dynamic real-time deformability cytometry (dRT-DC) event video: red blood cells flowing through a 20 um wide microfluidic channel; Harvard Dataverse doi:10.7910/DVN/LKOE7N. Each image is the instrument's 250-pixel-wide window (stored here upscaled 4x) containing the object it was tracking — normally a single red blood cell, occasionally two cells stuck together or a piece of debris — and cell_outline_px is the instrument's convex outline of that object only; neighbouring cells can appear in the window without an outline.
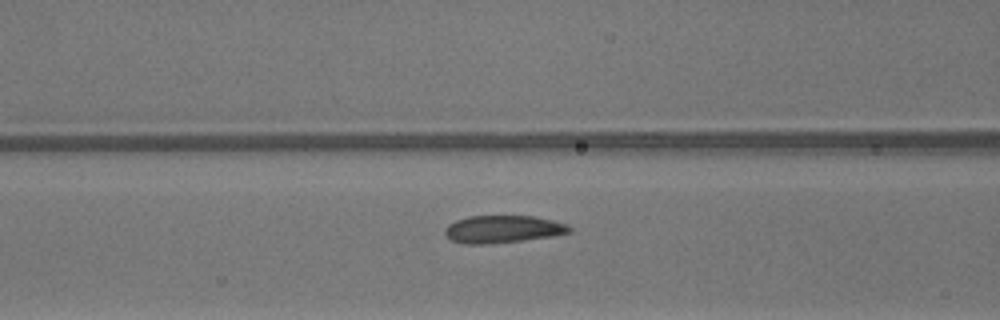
{"species": "common noctule bat (a hibernating species)", "species_latin": "Nyctalus noctula", "temperature_condition": "warm", "stored_images_in_passage": 50, "camera_frame_rate_fps": 3000, "um_per_image_px": 0.085, "animal": {"sex": "male", "body_mass_g": 13.3}, "frame": {"image": 1, "passage_image": 21, "time_ms": 6.667, "image_size_px": [1000, 320], "cell_outline_px": [[572, 232], [552, 236], [524, 240], [488, 244], [464, 244], [452, 240], [444, 232], [444, 228], [448, 224], [456, 220], [468, 216], [532, 216], [552, 220], [568, 224], [572, 228]], "centroid_in_image_um": [42.75, 19.48], "position_along_channel_um": 123.9, "area_um2": 20.0}}
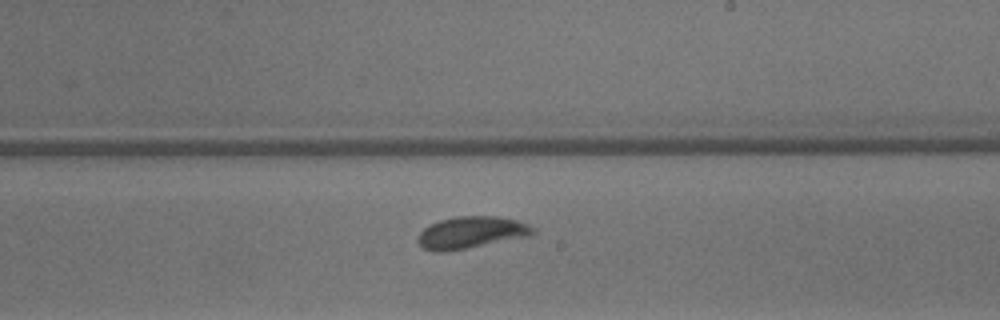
{"frame": {"image": 2, "passage_image": 30, "time_ms": 9.667, "image_size_px": [1000, 320], "cell_outline_px": [[536, 232], [532, 236], [444, 252], [436, 252], [424, 248], [416, 240], [420, 232], [424, 228], [440, 220], [460, 216], [496, 216], [520, 220], [536, 228]], "centroid_in_image_um": [40.12, 19.76], "position_along_channel_um": 248.9, "area_um2": 21.5}}
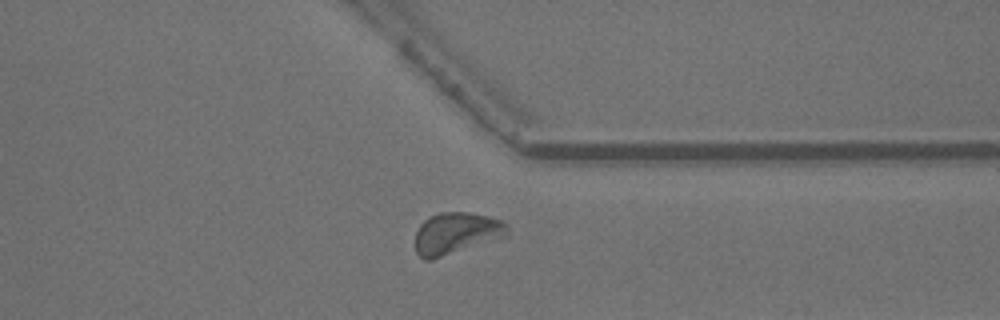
{"frame": {"image": 3, "passage_image": 39, "time_ms": 12.667, "image_size_px": [1000, 320], "cell_outline_px": [[508, 236], [428, 260], [424, 260], [416, 252], [416, 232], [420, 224], [428, 216], [440, 212], [468, 212], [488, 216], [500, 220], [508, 228]], "centroid_in_image_um": [38.76, 19.81], "position_along_channel_um": 372.6, "area_um2": 22.14}, "authors_computed_cell_mechanics": {"area_um2": 19.9121, "velocity_mm_per_s": 4.18, "shape_relaxation_time_tau1_ms": 1.8086, "shape_relaxation_time_tau2_ms": 1.5639, "deformation_change_tau1": 0.1104, "deformation_change_tau2": 0.0599}}